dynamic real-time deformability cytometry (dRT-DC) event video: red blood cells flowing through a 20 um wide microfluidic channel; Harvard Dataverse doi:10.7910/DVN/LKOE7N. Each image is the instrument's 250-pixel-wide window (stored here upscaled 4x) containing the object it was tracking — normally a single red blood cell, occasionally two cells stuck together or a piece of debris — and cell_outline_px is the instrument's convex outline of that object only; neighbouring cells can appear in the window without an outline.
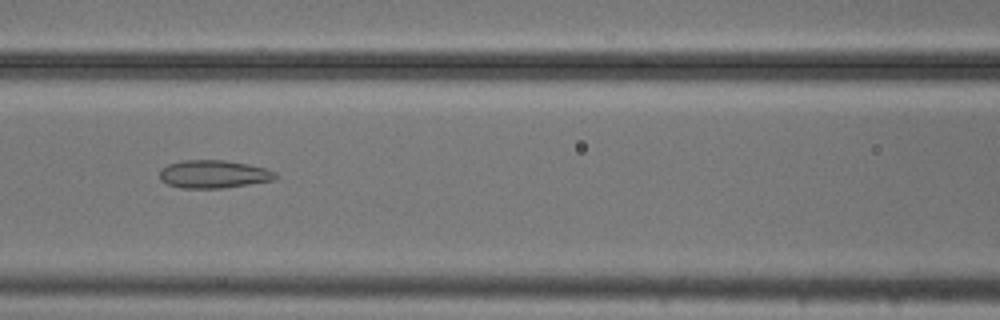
{"species": "common noctule bat (a hibernating species)", "species_latin": "Nyctalus noctula", "temperature_condition": "cold", "stored_images_in_passage": 49, "camera_frame_rate_fps": 3000, "um_per_image_px": 0.085, "animal": {"sex": "male", "body_mass_g": 20.5, "forearm_length_mm": 52.5}, "frame": {"image": 1, "passage_image": 19, "time_ms": 6.0, "image_size_px": [1000, 320], "cell_outline_px": [[280, 176], [272, 180], [224, 188], [180, 188], [168, 184], [160, 180], [160, 168], [168, 164], [184, 160], [224, 160], [248, 164], [264, 168], [276, 172]], "centroid_in_image_um": [18.14, 14.8], "position_along_channel_um": 148.5, "area_um2": 18.9}}
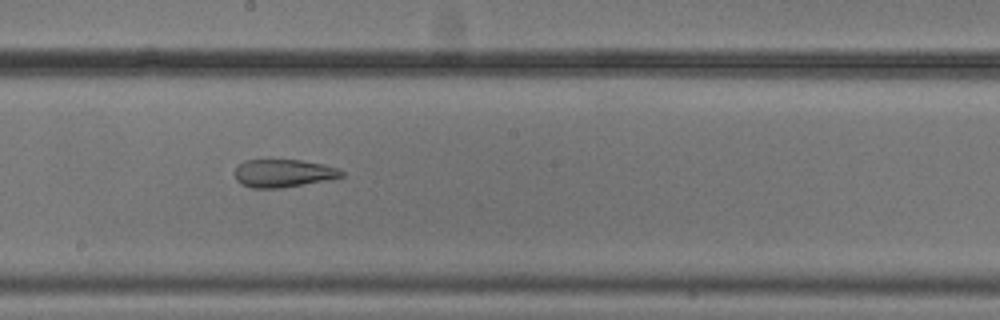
{"frame": {"image": 2, "passage_image": 25, "time_ms": 8.0, "image_size_px": [1000, 320], "cell_outline_px": [[344, 176], [332, 180], [280, 188], [252, 188], [240, 184], [236, 180], [236, 168], [244, 160], [300, 160], [324, 164], [336, 168], [344, 172]], "centroid_in_image_um": [24.12, 14.74], "position_along_channel_um": 224.1, "area_um2": 17.46}}
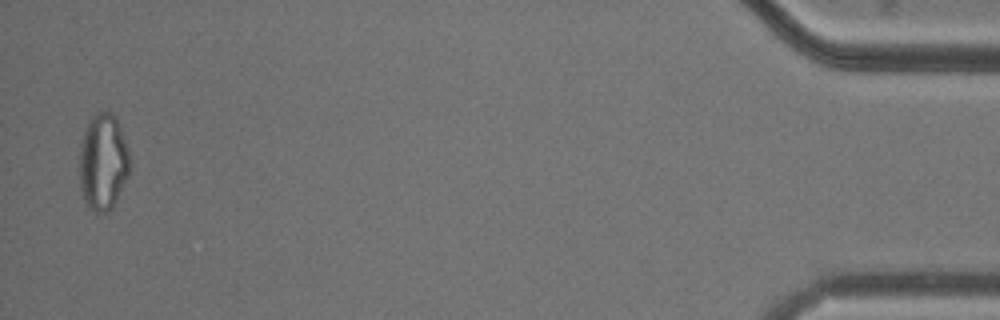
{"frame": {"image": 3, "passage_image": 48, "time_ms": 15.667, "image_size_px": [1000, 320], "cell_outline_px": [[128, 176], [112, 208], [108, 212], [96, 216], [84, 204], [80, 188], [80, 144], [84, 128], [88, 120], [96, 112], [112, 112], [116, 116], [128, 148]], "centroid_in_image_um": [8.72, 13.81], "position_along_channel_um": 426.5, "area_um2": 28.78}, "authors_computed_cell_mechanics": {"area_um2": 24.565, "velocity_mm_per_s": 3.7801, "shape_relaxation_time_tau1_ms": null, "shape_relaxation_time_tau2_ms": 1.8155, "deformation_change_tau1": null, "deformation_change_tau2": 0.088}}